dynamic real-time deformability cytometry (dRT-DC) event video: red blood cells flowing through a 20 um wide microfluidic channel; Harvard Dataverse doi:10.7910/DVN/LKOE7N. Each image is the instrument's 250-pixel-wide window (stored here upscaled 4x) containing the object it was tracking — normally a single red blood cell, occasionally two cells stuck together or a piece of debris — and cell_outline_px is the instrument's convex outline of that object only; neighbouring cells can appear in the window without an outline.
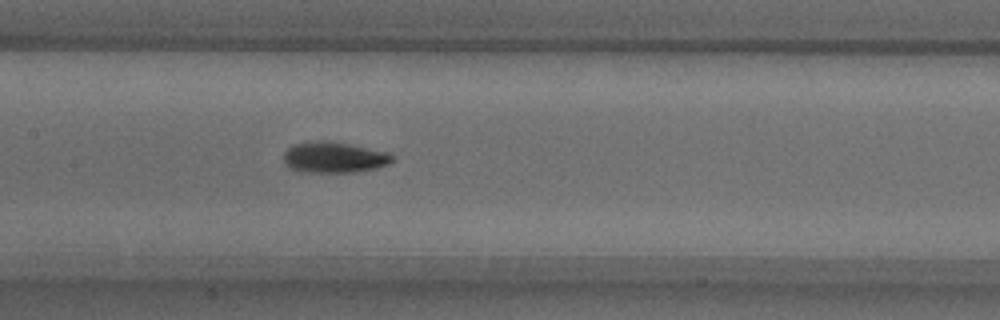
{"species": "common noctule bat (a hibernating species)", "species_latin": "Nyctalus noctula", "temperature_condition": "warm", "stored_images_in_passage": 53, "segment_of_instrument_passage": [1, 2], "camera_frame_rate_fps": 3000, "um_per_image_px": 0.085, "animal": {"sex": "male", "body_mass_g": 18.8}, "frame": {"image": 1, "passage_image": 24, "time_ms": 7.667, "image_size_px": [1000, 320], "cell_outline_px": [[396, 160], [388, 164], [376, 168], [356, 172], [300, 172], [288, 168], [284, 164], [284, 152], [288, 148], [296, 144], [312, 140], [320, 140], [348, 144], [388, 152]], "centroid_in_image_um": [28.37, 13.39], "position_along_channel_um": 179.0, "area_um2": 19.65}}
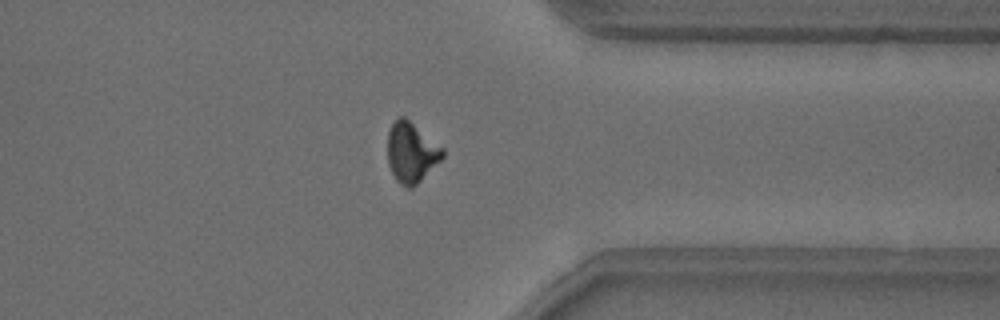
{"frame": {"image": 2, "passage_image": 40, "time_ms": 13.0, "image_size_px": [1000, 320], "cell_outline_px": [[444, 156], [412, 188], [408, 188], [400, 184], [396, 180], [388, 164], [388, 132], [392, 124], [400, 116], [404, 116], [444, 148]], "centroid_in_image_um": [34.96, 12.95], "position_along_channel_um": 376.4, "area_um2": 19.02}}
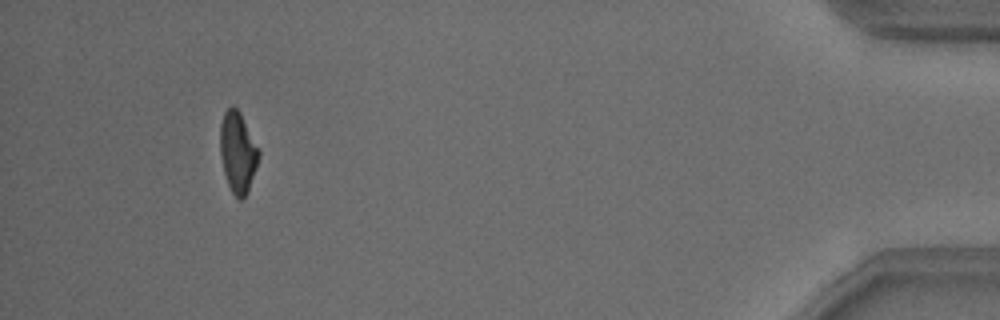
{"frame": {"image": 3, "passage_image": 48, "time_ms": 15.667, "image_size_px": [1000, 320], "cell_outline_px": [[260, 156], [248, 192], [240, 200], [232, 192], [228, 184], [224, 172], [220, 156], [220, 124], [224, 112], [232, 104], [240, 112], [260, 152]], "centroid_in_image_um": [20.2, 12.93], "position_along_channel_um": 415.0, "area_um2": 18.09}}